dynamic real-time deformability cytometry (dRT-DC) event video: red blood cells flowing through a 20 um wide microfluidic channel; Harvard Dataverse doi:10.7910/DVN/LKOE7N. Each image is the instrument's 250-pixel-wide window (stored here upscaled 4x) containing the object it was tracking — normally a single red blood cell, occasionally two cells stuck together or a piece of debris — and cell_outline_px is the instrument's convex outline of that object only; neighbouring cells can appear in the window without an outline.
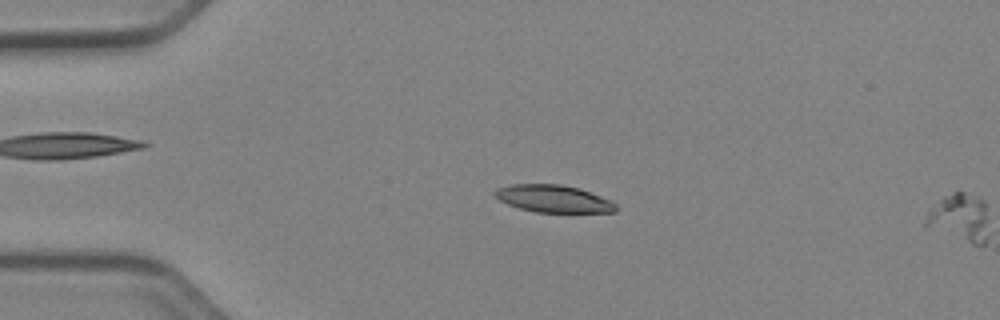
{"species": "Egyptian fruit bat (a non-hibernating species)", "species_latin": "Rousettus aegyptiacus", "temperature_condition": "cold", "stored_images_in_passage": 12, "camera_frame_rate_fps": 3000, "um_per_image_px": 0.085, "animal": {"sex": "female"}, "frame": {"image": 1, "passage_image": 12, "time_ms": 3.667, "image_size_px": [1000, 320], "cell_outline_px": [[984, 244], [972, 244], [924, 224], [924, 216], [944, 196], [956, 192], [964, 192], [984, 200]], "centroid_in_image_um": [81.51, 18.46], "position_along_channel_um": 3.5, "area_um2": 16.3}}